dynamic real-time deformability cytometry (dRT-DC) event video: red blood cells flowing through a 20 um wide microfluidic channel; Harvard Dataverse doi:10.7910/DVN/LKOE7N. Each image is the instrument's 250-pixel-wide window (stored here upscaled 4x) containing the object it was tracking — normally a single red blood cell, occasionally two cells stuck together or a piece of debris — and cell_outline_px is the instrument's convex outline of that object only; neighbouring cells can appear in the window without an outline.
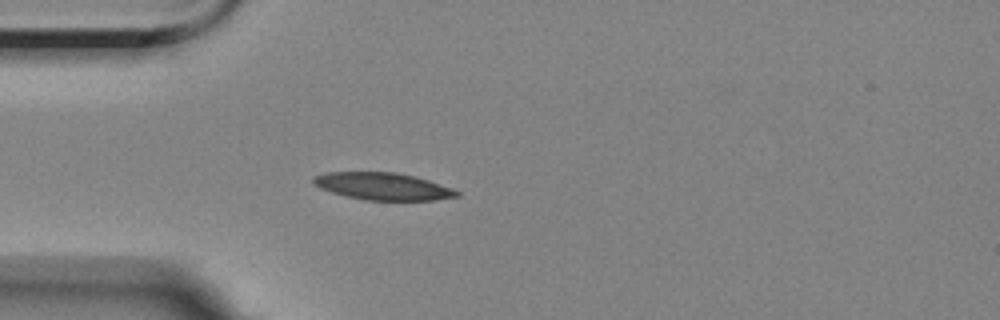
{"species": "Egyptian fruit bat (a non-hibernating species)", "species_latin": "Rousettus aegyptiacus", "temperature_condition": "room temperature", "stored_images_in_passage": 3, "camera_frame_rate_fps": 3000, "um_per_image_px": 0.085, "animal": {"sex": "female"}, "frame": {"image": 1, "passage_image": 3, "time_ms": 3.333, "image_size_px": [1000, 320], "cell_outline_px": [[460, 196], [436, 200], [364, 200], [332, 192], [320, 188], [312, 180], [312, 176], [324, 172], [396, 172], [416, 176], [452, 188], [460, 192]], "centroid_in_image_um": [32.56, 15.83], "position_along_channel_um": 52.4, "area_um2": 22.77}}